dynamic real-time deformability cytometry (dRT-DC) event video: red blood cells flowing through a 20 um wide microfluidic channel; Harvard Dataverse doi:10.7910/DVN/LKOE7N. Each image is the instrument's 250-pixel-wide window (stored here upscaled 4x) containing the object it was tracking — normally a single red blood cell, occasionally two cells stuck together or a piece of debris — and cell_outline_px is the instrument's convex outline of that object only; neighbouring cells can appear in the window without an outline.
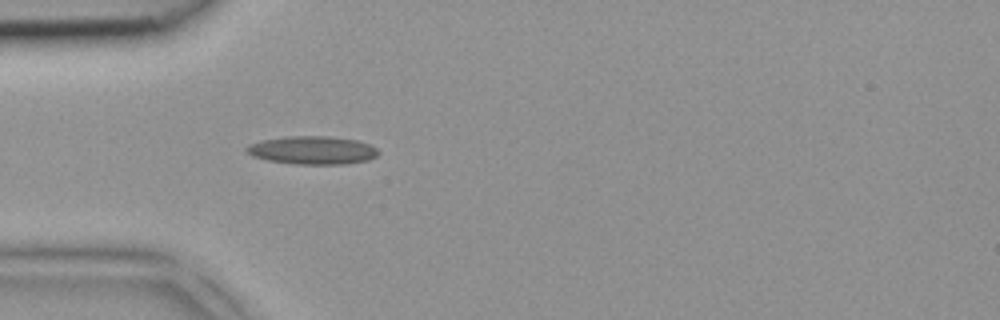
{"species": "common noctule bat (a hibernating species)", "species_latin": "Nyctalus noctula", "temperature_condition": "room temperature", "stored_images_in_passage": 4, "camera_frame_rate_fps": 3000, "um_per_image_px": 0.085, "animal": {"sex": "female", "body_mass_g": 18.4}, "frame": {"image": 1, "passage_image": 4, "time_ms": 1.0, "image_size_px": [1000, 320], "cell_outline_px": [[380, 152], [376, 156], [368, 160], [344, 164], [296, 164], [268, 160], [252, 156], [244, 148], [248, 144], [260, 140], [288, 136], [328, 136], [356, 140], [368, 144], [376, 148]], "centroid_in_image_um": [26.53, 12.76], "position_along_channel_um": 58.5, "area_um2": 21.62}}